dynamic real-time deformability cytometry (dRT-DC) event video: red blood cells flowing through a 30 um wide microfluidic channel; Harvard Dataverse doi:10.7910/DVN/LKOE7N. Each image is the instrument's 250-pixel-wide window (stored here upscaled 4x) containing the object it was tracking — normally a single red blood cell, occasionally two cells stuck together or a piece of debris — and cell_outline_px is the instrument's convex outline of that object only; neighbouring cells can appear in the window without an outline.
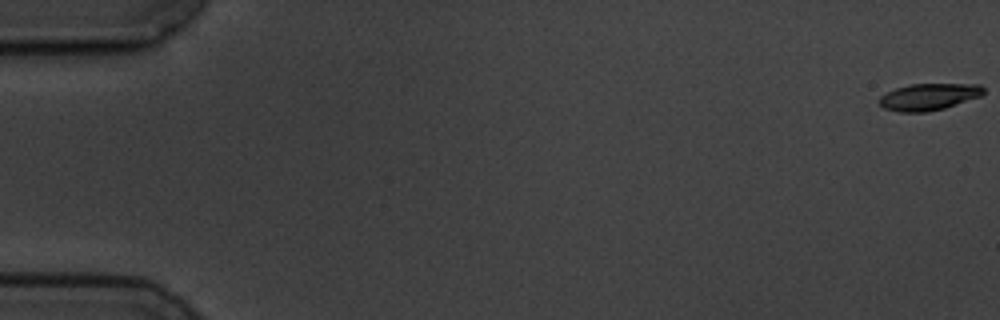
{"species": "common noctule bat (a hibernating species)", "species_latin": "Nyctalus noctula", "temperature_condition": "cold", "stored_images_in_passage": 5, "camera_frame_rate_fps": 3000, "um_per_image_px": 0.085, "animal": {"sex": "male", "body_mass_g": 19.5, "forearm_length_mm": 54.6}, "frame": {"image": 1, "passage_image": 1, "time_ms": 0.0, "image_size_px": [1000, 320], "cell_outline_px": [[984, 92], [980, 96], [944, 108], [928, 112], [900, 112], [884, 108], [880, 104], [880, 96], [896, 88], [908, 84], [980, 84], [984, 88]], "centroid_in_image_um": [78.95, 8.22], "position_along_channel_um": 6.1, "area_um2": 16.13}}
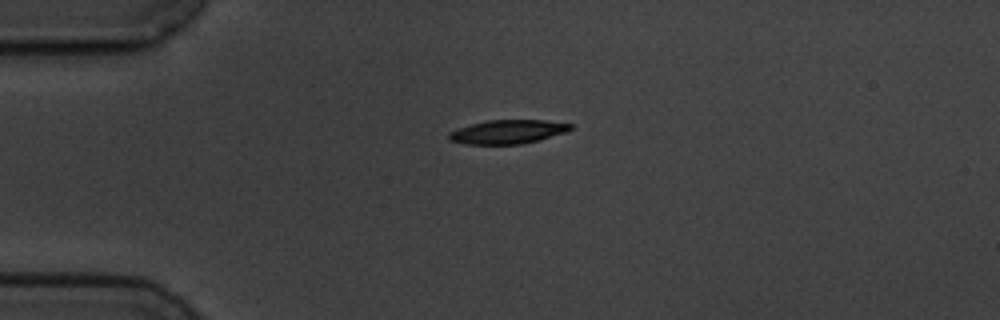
{"frame": {"image": 2, "passage_image": 5, "time_ms": 4.667, "image_size_px": [1000, 320], "cell_outline_px": [[572, 128], [564, 132], [540, 140], [524, 144], [464, 144], [448, 140], [448, 132], [456, 128], [488, 120], [544, 120], [572, 124]], "centroid_in_image_um": [43.11, 11.21], "position_along_channel_um": 41.9, "area_um2": 16.94}}